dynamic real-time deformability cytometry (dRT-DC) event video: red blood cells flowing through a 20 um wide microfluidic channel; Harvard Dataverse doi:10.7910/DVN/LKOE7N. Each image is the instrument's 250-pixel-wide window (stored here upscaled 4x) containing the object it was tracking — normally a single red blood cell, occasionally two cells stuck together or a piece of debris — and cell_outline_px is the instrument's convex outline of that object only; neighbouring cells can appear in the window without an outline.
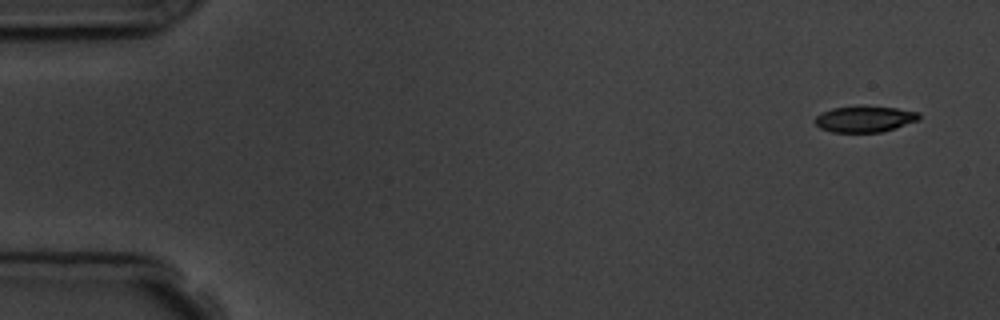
{"species": "common noctule bat (a hibernating species)", "species_latin": "Nyctalus noctula", "temperature_condition": "room temperature", "stored_images_in_passage": 4, "camera_frame_rate_fps": 3000, "um_per_image_px": 0.085, "animal": {"sex": "male", "body_mass_g": 19.5, "forearm_length_mm": 54.6}, "frame": {"image": 1, "passage_image": 1, "time_ms": 0.0, "image_size_px": [1000, 320], "cell_outline_px": [[920, 120], [880, 132], [832, 132], [820, 128], [812, 120], [820, 112], [832, 108], [896, 108], [920, 112]], "centroid_in_image_um": [73.47, 10.14], "position_along_channel_um": 11.5, "area_um2": 15.37}}
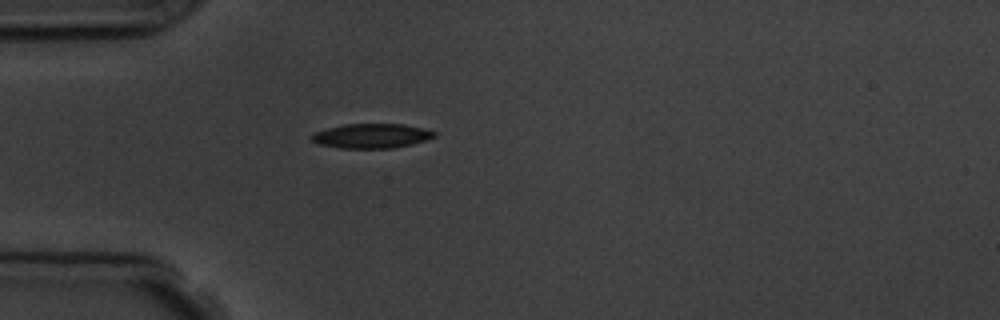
{"frame": {"image": 2, "passage_image": 4, "time_ms": 4.333, "image_size_px": [1000, 320], "cell_outline_px": [[436, 136], [412, 144], [392, 148], [340, 148], [320, 144], [312, 140], [308, 136], [316, 132], [328, 128], [344, 124], [404, 124], [424, 128], [436, 132]], "centroid_in_image_um": [31.58, 11.54], "position_along_channel_um": 53.4, "area_um2": 17.46}}